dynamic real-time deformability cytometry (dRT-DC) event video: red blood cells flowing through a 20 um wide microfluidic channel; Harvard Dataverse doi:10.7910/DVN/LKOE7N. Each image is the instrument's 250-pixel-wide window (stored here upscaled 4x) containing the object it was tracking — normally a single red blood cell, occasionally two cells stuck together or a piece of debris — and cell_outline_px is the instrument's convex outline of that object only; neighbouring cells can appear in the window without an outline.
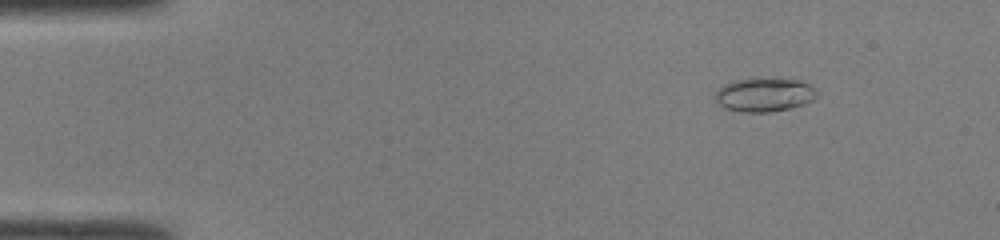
{"species": "common noctule bat (a hibernating species)", "species_latin": "Nyctalus noctula", "temperature_condition": "room temperature", "stored_images_in_passage": 47, "camera_frame_rate_fps": 3000, "um_per_image_px": 0.085, "animal": {"sex": "male", "body_mass_g": 19.0, "forearm_length_mm": 50.8}, "frame": {"image": 1, "passage_image": 6, "time_ms": 1.667, "image_size_px": [1000, 240], "cell_outline_px": [[820, 96], [804, 104], [772, 112], [740, 112], [724, 108], [716, 100], [716, 92], [724, 84], [732, 80], [760, 76], [800, 80], [812, 84], [820, 92]], "centroid_in_image_um": [65.03, 8.01], "position_along_channel_um": 20.0, "area_um2": 20.81}}
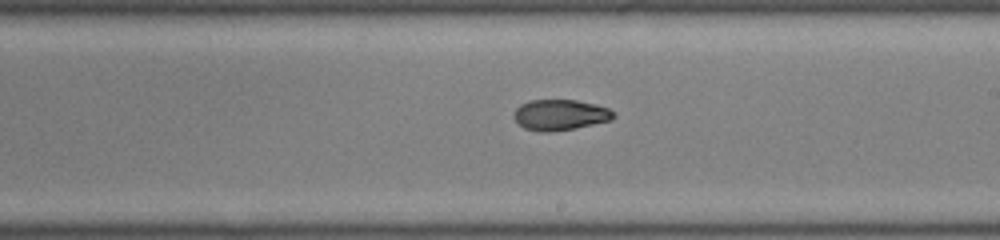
{"frame": {"image": 2, "passage_image": 28, "time_ms": 9.0, "image_size_px": [1000, 240], "cell_outline_px": [[616, 116], [612, 120], [576, 128], [548, 132], [540, 132], [524, 128], [512, 116], [516, 108], [520, 104], [528, 100], [576, 100], [596, 104], [608, 108]], "centroid_in_image_um": [47.6, 9.76], "position_along_channel_um": 241.4, "area_um2": 17.92}}
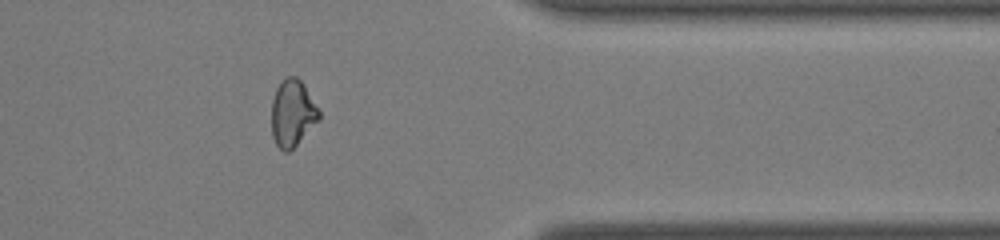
{"frame": {"image": 3, "passage_image": 39, "time_ms": 12.667, "image_size_px": [1000, 240], "cell_outline_px": [[320, 120], [288, 152], [284, 152], [276, 144], [272, 136], [272, 100], [276, 88], [288, 76], [296, 76], [304, 84], [320, 108]], "centroid_in_image_um": [24.89, 9.61], "position_along_channel_um": 386.5, "area_um2": 18.5}, "authors_computed_cell_mechanics": {"area_um2": 18.6694, "velocity_mm_per_s": 4.3145, "shape_relaxation_time_tau1_ms": 5.8177, "shape_relaxation_time_tau2_ms": 2.8862, "deformation_change_tau1": 0.2084, "deformation_change_tau2": 0.0823}}